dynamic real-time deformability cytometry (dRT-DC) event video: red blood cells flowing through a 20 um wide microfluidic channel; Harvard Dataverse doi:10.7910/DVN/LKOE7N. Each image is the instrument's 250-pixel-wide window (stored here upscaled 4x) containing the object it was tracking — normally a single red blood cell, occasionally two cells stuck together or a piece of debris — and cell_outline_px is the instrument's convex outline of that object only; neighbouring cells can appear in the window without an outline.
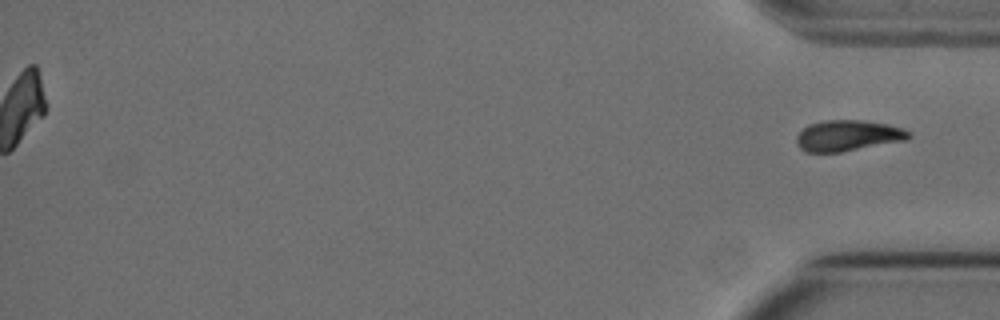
{"species": "Egyptian fruit bat (a non-hibernating species)", "species_latin": "Rousettus aegyptiacus", "temperature_condition": "cold", "stored_images_in_passage": 55, "segment_of_instrument_passage": [2, 2], "camera_frame_rate_fps": 3000, "um_per_image_px": 0.085, "animal": {"sex": "female"}, "frame": {"image": 1, "passage_image": 55, "time_ms": 18.0, "image_size_px": [1000, 320], "cell_outline_px": [[912, 136], [908, 140], [840, 152], [804, 152], [796, 144], [796, 136], [808, 124], [824, 120], [860, 120], [888, 124], [904, 128]], "centroid_in_image_um": [72.07, 11.53], "position_along_channel_um": 363.1, "area_um2": 20.35}}